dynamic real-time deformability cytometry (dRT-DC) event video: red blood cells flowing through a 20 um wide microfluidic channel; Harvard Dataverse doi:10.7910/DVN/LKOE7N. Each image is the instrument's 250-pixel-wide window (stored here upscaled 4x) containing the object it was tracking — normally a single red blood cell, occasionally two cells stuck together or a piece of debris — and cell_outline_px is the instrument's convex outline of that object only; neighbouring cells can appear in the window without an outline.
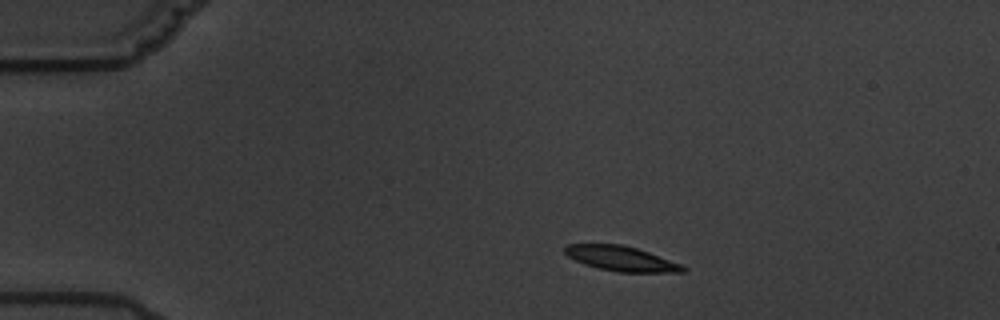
{"species": "common noctule bat (a hibernating species)", "species_latin": "Nyctalus noctula", "temperature_condition": "warm", "stored_images_in_passage": 4, "camera_frame_rate_fps": 3000, "um_per_image_px": 0.085, "animal": {"sex": "male", "body_mass_g": 19.5, "forearm_length_mm": 54.6}, "frame": {"image": 1, "passage_image": 2, "time_ms": 1.333, "image_size_px": [1000, 320], "cell_outline_px": [[688, 268], [684, 272], [616, 272], [584, 264], [568, 256], [564, 252], [564, 248], [568, 244], [624, 244], [648, 252], [680, 264]], "centroid_in_image_um": [52.79, 21.98], "position_along_channel_um": 32.2, "area_um2": 16.94}}